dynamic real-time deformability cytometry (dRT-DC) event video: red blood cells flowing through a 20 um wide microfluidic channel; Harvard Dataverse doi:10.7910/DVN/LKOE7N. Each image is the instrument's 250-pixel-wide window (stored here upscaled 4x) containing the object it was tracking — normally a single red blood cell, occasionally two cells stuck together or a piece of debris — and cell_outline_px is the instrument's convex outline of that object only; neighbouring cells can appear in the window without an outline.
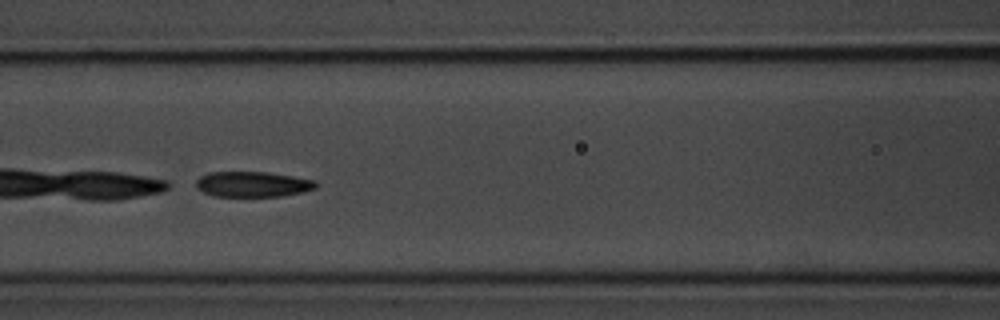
{"species": "common noctule bat (a hibernating species)", "species_latin": "Nyctalus noctula", "temperature_condition": "room temperature", "stored_images_in_passage": 53, "camera_frame_rate_fps": 3000, "um_per_image_px": 0.085, "animal": {"sex": "male", "body_mass_g": 20.1, "forearm_length_mm": 53.5}, "frame": {"image": 1, "passage_image": 23, "time_ms": 7.333, "image_size_px": [1000, 320], "cell_outline_px": [[316, 188], [304, 192], [280, 196], [212, 196], [196, 188], [196, 180], [200, 176], [208, 172], [268, 172], [316, 180]], "centroid_in_image_um": [21.46, 15.65], "position_along_channel_um": 145.1, "area_um2": 17.8}}
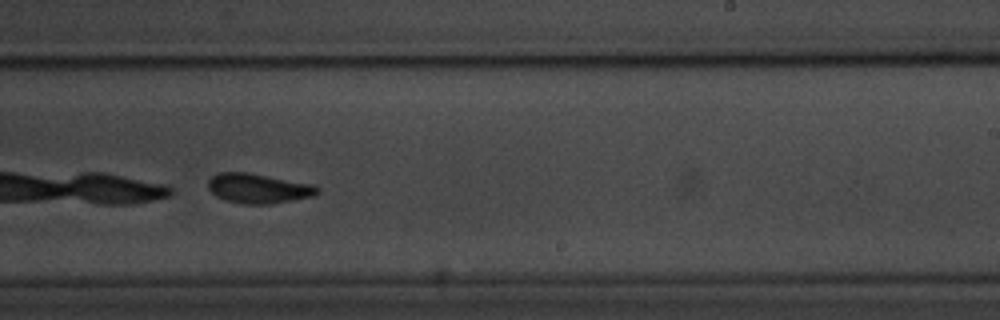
{"frame": {"image": 2, "passage_image": 33, "time_ms": 10.667, "image_size_px": [1000, 320], "cell_outline_px": [[320, 192], [312, 196], [272, 204], [244, 204], [224, 200], [216, 196], [208, 188], [208, 180], [216, 172], [248, 172], [312, 184], [320, 188]], "centroid_in_image_um": [21.94, 16.01], "position_along_channel_um": 267.1, "area_um2": 19.02}}